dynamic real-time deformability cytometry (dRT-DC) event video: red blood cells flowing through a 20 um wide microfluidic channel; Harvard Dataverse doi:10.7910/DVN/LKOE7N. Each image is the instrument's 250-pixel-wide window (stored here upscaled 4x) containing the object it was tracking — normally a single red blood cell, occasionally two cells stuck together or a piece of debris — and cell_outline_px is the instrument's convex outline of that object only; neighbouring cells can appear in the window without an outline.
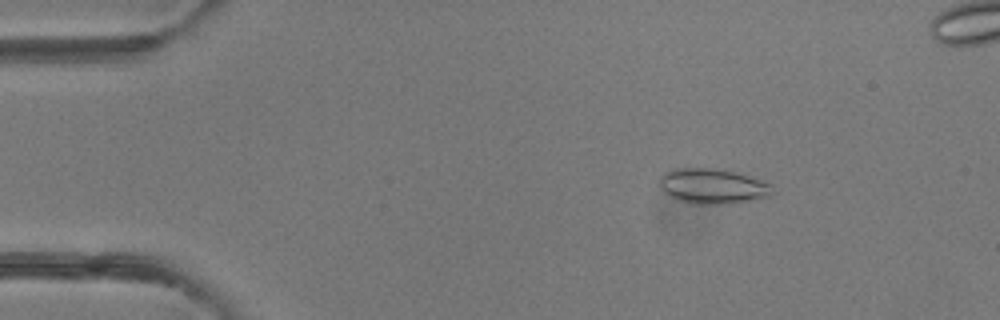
{"species": "common noctule bat (a hibernating species)", "species_latin": "Nyctalus noctula", "temperature_condition": "room temperature", "stored_images_in_passage": 6, "camera_frame_rate_fps": 3000, "um_per_image_px": 0.085, "animal": {"sex": "female"}, "frame": {"image": 1, "passage_image": 3, "time_ms": 2.333, "image_size_px": [1000, 320], "cell_outline_px": [[776, 192], [772, 196], [748, 200], [720, 204], [692, 204], [676, 200], [668, 196], [660, 188], [660, 176], [664, 172], [672, 168], [716, 168], [736, 172], [772, 184]], "centroid_in_image_um": [60.56, 15.82], "position_along_channel_um": 24.4, "area_um2": 23.41}}